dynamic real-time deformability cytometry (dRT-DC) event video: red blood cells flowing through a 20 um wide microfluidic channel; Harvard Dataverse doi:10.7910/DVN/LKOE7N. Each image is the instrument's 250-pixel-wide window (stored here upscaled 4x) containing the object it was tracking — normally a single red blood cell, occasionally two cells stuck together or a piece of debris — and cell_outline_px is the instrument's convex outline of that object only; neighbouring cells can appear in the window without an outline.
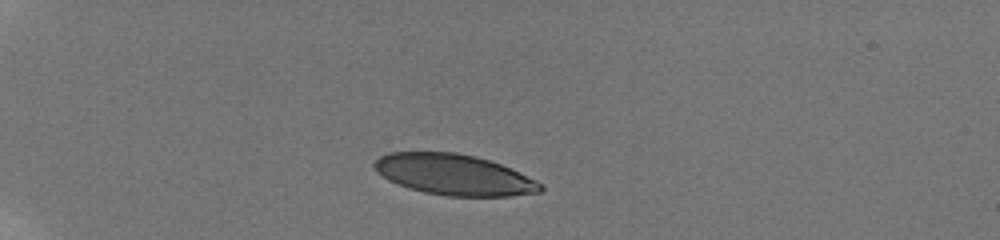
{"species": "human", "species_latin": "Homo sapiens", "temperature_condition": "room temperature", "stored_images_in_passage": 38, "camera_frame_rate_fps": 3000, "um_per_image_px": 0.085, "donor": {"sex": "male"}, "frame": {"image": 1, "passage_image": 1, "time_ms": 0.0, "image_size_px": [1000, 240], "cell_outline_px": [[544, 188], [540, 192], [508, 196], [448, 196], [424, 192], [408, 188], [388, 180], [376, 172], [372, 164], [380, 156], [388, 152], [456, 152], [476, 156], [500, 164], [536, 180]], "centroid_in_image_um": [38.54, 14.84], "position_along_channel_um": 46.5, "area_um2": 39.42}}
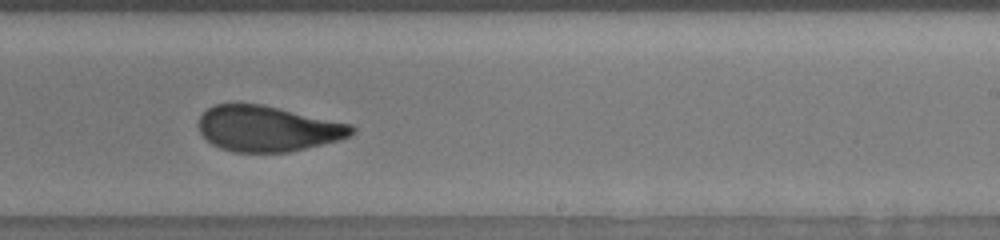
{"frame": {"image": 2, "passage_image": 23, "time_ms": 7.333, "image_size_px": [1000, 240], "cell_outline_px": [[356, 128], [352, 136], [340, 140], [288, 152], [232, 152], [220, 148], [212, 144], [200, 132], [196, 124], [200, 116], [208, 108], [216, 104], [260, 104], [352, 124]], "centroid_in_image_um": [22.75, 10.94], "position_along_channel_um": 266.2, "area_um2": 40.69}}
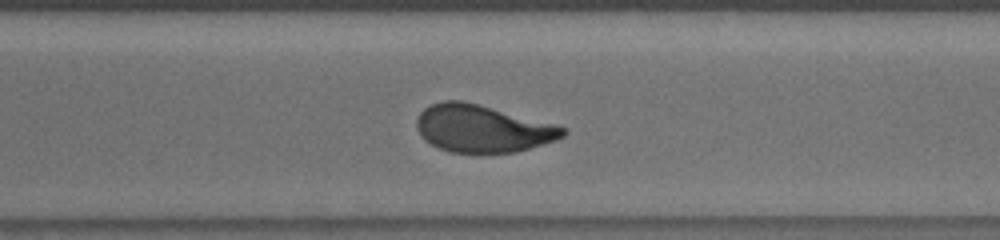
{"frame": {"image": 3, "passage_image": 28, "time_ms": 9.0, "image_size_px": [1000, 240], "cell_outline_px": [[568, 132], [564, 136], [556, 140], [544, 144], [516, 152], [448, 152], [424, 140], [420, 136], [416, 128], [416, 120], [420, 112], [424, 108], [432, 104], [444, 100], [460, 100], [560, 124], [568, 128]], "centroid_in_image_um": [41.05, 10.92], "position_along_channel_um": 329.5, "area_um2": 40.63}, "authors_computed_cell_mechanics": {"area_um2": 41.4137, "velocity_mm_per_s": 3.8017, "shape_relaxation_time_tau1_ms": 9.683, "shape_relaxation_time_tau2_ms": 1.0274, "deformation_change_tau1": 0.2767, "deformation_change_tau2": 0.0808}}